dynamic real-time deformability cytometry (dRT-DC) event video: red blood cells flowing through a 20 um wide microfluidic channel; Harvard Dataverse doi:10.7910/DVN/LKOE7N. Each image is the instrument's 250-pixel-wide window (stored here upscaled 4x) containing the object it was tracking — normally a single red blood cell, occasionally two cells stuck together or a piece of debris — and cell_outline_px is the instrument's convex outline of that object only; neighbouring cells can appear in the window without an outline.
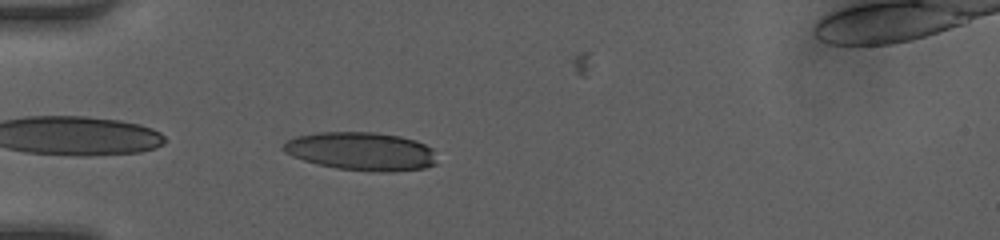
{"species": "human", "species_latin": "Homo sapiens", "temperature_condition": "room temperature", "stored_images_in_passage": 32, "camera_frame_rate_fps": 3000, "um_per_image_px": 0.085, "donor": {"sex": "female"}, "frame": {"image": 1, "passage_image": 1, "time_ms": 0.0, "image_size_px": [1000, 240], "cell_outline_px": [[436, 164], [424, 168], [392, 172], [372, 172], [336, 168], [316, 164], [292, 156], [284, 152], [280, 148], [288, 140], [296, 136], [320, 132], [372, 132], [400, 136], [416, 140], [432, 148]], "centroid_in_image_um": [30.69, 12.87], "position_along_channel_um": 54.3, "area_um2": 34.39}}
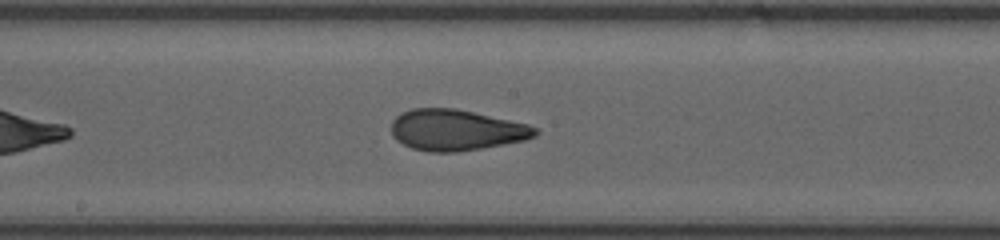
{"frame": {"image": 2, "passage_image": 13, "time_ms": 4.0, "image_size_px": [1000, 240], "cell_outline_px": [[540, 132], [536, 136], [524, 140], [480, 148], [456, 152], [428, 152], [412, 148], [396, 140], [392, 136], [392, 120], [400, 112], [412, 108], [456, 108], [528, 124], [536, 128]], "centroid_in_image_um": [38.75, 11.04], "position_along_channel_um": 209.5, "area_um2": 34.39}}
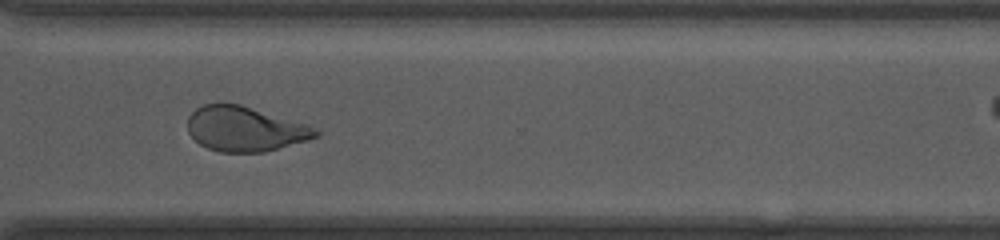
{"frame": {"image": 3, "passage_image": 23, "time_ms": 7.333, "image_size_px": [1000, 240], "cell_outline_px": [[320, 132], [316, 136], [308, 140], [264, 152], [220, 152], [208, 148], [200, 144], [188, 132], [188, 116], [196, 108], [204, 104], [240, 104], [308, 124]], "centroid_in_image_um": [20.82, 10.96], "position_along_channel_um": 349.8, "area_um2": 33.23}, "authors_computed_cell_mechanics": {"area_um2": 34.5644, "velocity_mm_per_s": 4.2314, "shape_relaxation_time_tau1_ms": 7.2688, "shape_relaxation_time_tau2_ms": 1.2868, "deformation_change_tau1": 0.2354, "deformation_change_tau2": 0.0886}}